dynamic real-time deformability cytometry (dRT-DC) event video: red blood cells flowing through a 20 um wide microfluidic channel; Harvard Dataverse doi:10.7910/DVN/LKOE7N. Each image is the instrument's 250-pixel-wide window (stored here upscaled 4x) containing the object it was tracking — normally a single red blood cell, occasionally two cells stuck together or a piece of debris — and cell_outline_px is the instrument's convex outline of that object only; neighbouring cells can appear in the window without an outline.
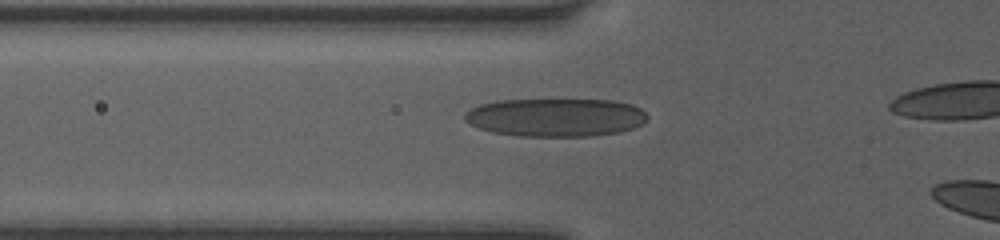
{"species": "human", "species_latin": "Homo sapiens", "temperature_condition": "room temperature", "stored_images_in_passage": 28, "camera_frame_rate_fps": 3000, "um_per_image_px": 0.085, "donor": {"sex": "female"}, "frame": {"image": 1, "passage_image": 2, "time_ms": 0.333, "image_size_px": [1000, 240], "cell_outline_px": [[648, 120], [644, 124], [620, 132], [592, 136], [516, 136], [492, 132], [480, 128], [464, 120], [464, 112], [480, 104], [496, 100], [612, 100], [632, 104], [640, 108], [648, 116]], "centroid_in_image_um": [47.25, 9.98], "position_along_channel_um": 78.6, "area_um2": 40.92}}
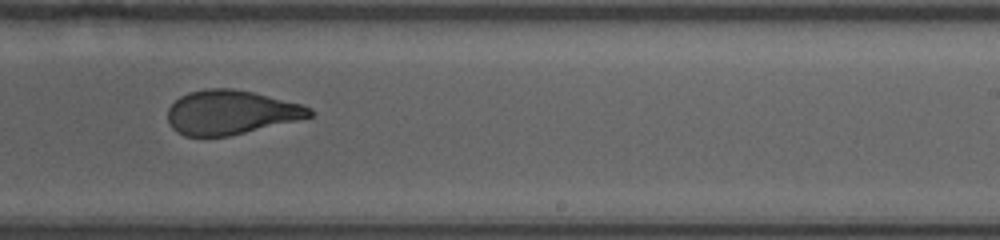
{"frame": {"image": 2, "passage_image": 16, "time_ms": 5.0, "image_size_px": [1000, 240], "cell_outline_px": [[312, 116], [296, 120], [228, 136], [184, 136], [176, 132], [172, 128], [168, 120], [168, 108], [180, 96], [188, 92], [208, 88], [232, 88], [252, 92], [300, 104], [312, 108]], "centroid_in_image_um": [19.57, 9.55], "position_along_channel_um": 269.4, "area_um2": 36.13}}
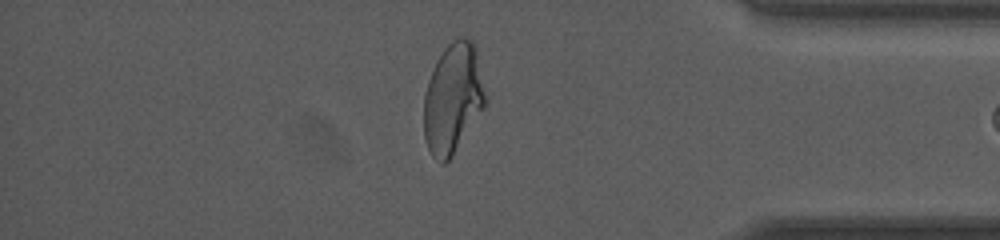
{"frame": {"image": 3, "passage_image": 27, "time_ms": 8.667, "image_size_px": [1000, 240], "cell_outline_px": [[484, 108], [452, 156], [444, 164], [440, 164], [432, 156], [424, 140], [424, 96], [428, 80], [432, 68], [436, 60], [444, 48], [452, 40], [460, 36], [472, 40], [476, 48], [484, 92]], "centroid_in_image_um": [38.46, 8.37], "position_along_channel_um": 396.7, "area_um2": 39.3}}